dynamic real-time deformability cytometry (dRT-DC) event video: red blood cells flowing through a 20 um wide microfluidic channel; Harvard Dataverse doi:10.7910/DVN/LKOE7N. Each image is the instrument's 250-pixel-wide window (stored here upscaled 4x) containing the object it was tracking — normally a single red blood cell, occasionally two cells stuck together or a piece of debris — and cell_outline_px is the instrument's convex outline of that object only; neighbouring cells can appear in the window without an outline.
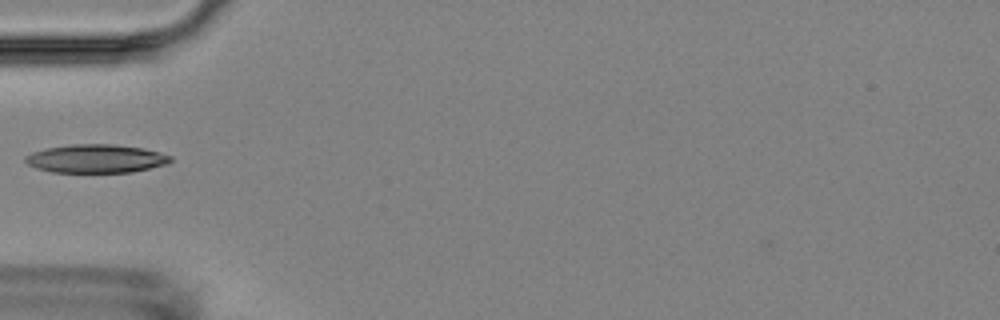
{"species": "Egyptian fruit bat (a non-hibernating species)", "species_latin": "Rousettus aegyptiacus", "temperature_condition": "room temperature", "stored_images_in_passage": 5, "camera_frame_rate_fps": 3000, "um_per_image_px": 0.085, "animal": {"sex": "female"}, "frame": {"image": 1, "passage_image": 4, "time_ms": 3.667, "image_size_px": [1000, 320], "cell_outline_px": [[172, 160], [168, 164], [132, 172], [52, 172], [36, 168], [28, 164], [24, 160], [24, 156], [32, 152], [48, 148], [72, 144], [112, 144], [144, 148], [160, 152], [172, 156]], "centroid_in_image_um": [8.18, 13.48], "position_along_channel_um": 76.8, "area_um2": 24.1}}
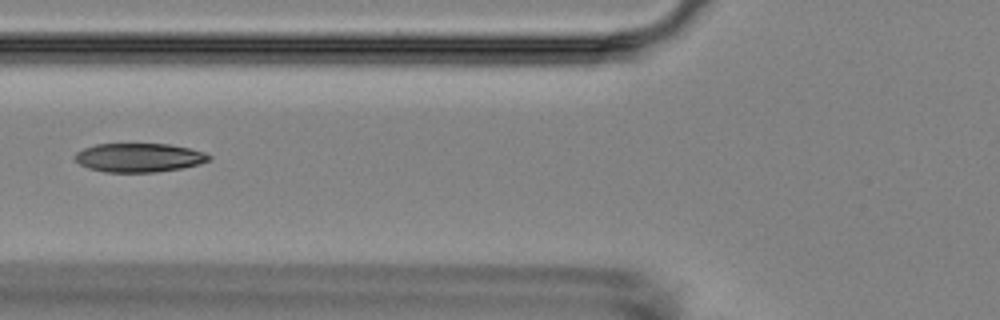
{"frame": {"image": 2, "passage_image": 5, "time_ms": 4.667, "image_size_px": [1000, 320], "cell_outline_px": [[212, 160], [200, 164], [180, 168], [156, 172], [104, 172], [88, 168], [80, 164], [72, 156], [76, 152], [84, 148], [96, 144], [168, 144], [188, 148], [204, 152], [212, 156]], "centroid_in_image_um": [11.81, 13.4], "position_along_channel_um": 114.0, "area_um2": 22.6}}